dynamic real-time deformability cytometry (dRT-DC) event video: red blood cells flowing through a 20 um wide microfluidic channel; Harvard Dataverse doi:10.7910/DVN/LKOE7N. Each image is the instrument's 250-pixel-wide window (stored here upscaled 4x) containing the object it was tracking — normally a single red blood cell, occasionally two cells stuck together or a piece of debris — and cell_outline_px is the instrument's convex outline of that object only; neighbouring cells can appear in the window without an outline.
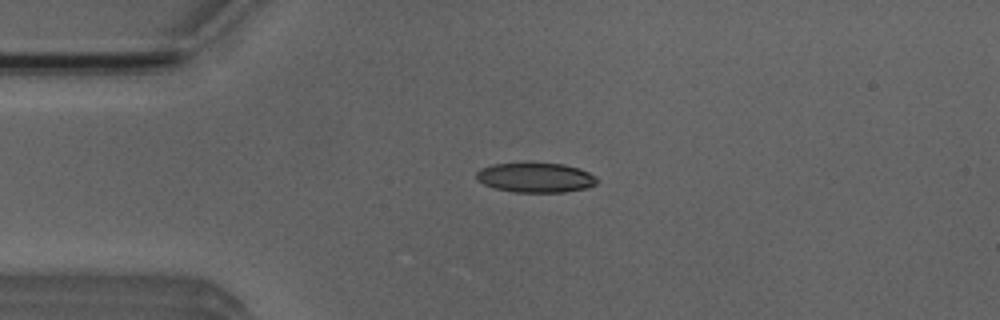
{"species": "Egyptian fruit bat (a non-hibernating species)", "species_latin": "Rousettus aegyptiacus", "temperature_condition": "room temperature", "stored_images_in_passage": 36, "camera_frame_rate_fps": 3000, "um_per_image_px": 0.085, "animal": {"sex": "male"}, "frame": {"image": 1, "passage_image": 3, "time_ms": 0.667, "image_size_px": [1000, 320], "cell_outline_px": [[600, 180], [596, 184], [588, 188], [564, 192], [512, 192], [496, 188], [484, 184], [476, 180], [476, 172], [480, 168], [492, 164], [528, 160], [564, 164], [580, 168], [596, 176]], "centroid_in_image_um": [45.52, 15.05], "position_along_channel_um": 39.5, "area_um2": 21.91}}
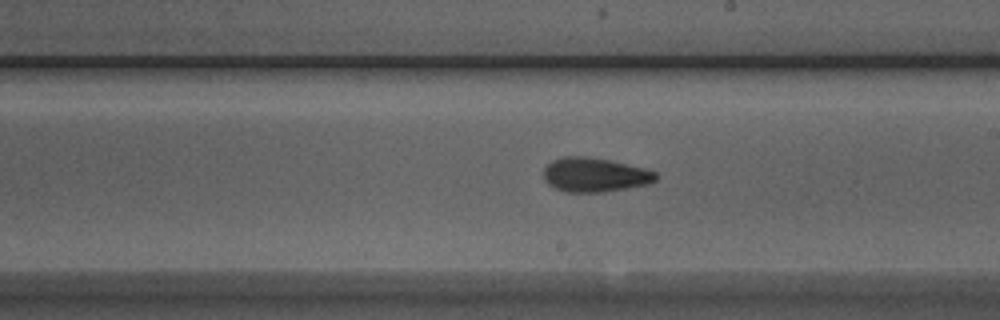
{"frame": {"image": 2, "passage_image": 20, "time_ms": 6.333, "image_size_px": [1000, 320], "cell_outline_px": [[656, 180], [648, 184], [604, 192], [568, 192], [556, 188], [548, 184], [544, 180], [544, 168], [552, 160], [564, 156], [588, 156], [608, 160], [644, 168], [656, 172]], "centroid_in_image_um": [50.53, 14.85], "position_along_channel_um": 238.5, "area_um2": 22.25}}
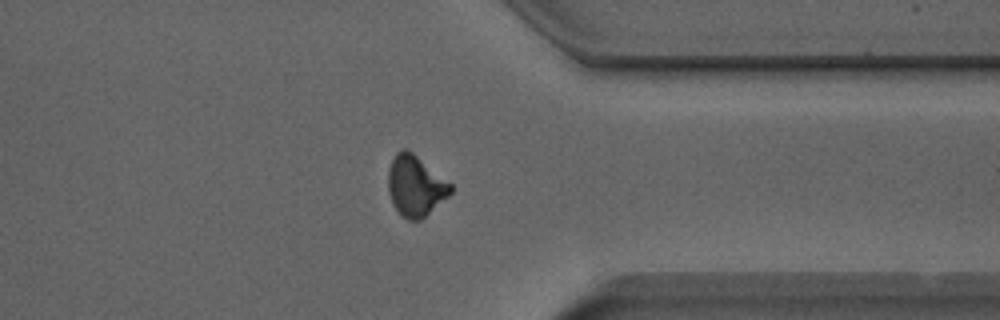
{"frame": {"image": 3, "passage_image": 31, "time_ms": 10.0, "image_size_px": [1000, 320], "cell_outline_px": [[452, 192], [448, 196], [420, 220], [408, 220], [400, 216], [392, 204], [388, 192], [388, 168], [396, 152], [400, 148], [404, 148], [412, 152], [452, 184]], "centroid_in_image_um": [35.28, 15.8], "position_along_channel_um": 376.1, "area_um2": 22.14}, "authors_computed_cell_mechanics": {"area_um2": 22.1085, "velocity_mm_per_s": 3.9487, "shape_relaxation_time_tau1_ms": 4.4132, "shape_relaxation_time_tau2_ms": 4.2477, "deformation_change_tau1": 0.1454, "deformation_change_tau2": 0.1098}}